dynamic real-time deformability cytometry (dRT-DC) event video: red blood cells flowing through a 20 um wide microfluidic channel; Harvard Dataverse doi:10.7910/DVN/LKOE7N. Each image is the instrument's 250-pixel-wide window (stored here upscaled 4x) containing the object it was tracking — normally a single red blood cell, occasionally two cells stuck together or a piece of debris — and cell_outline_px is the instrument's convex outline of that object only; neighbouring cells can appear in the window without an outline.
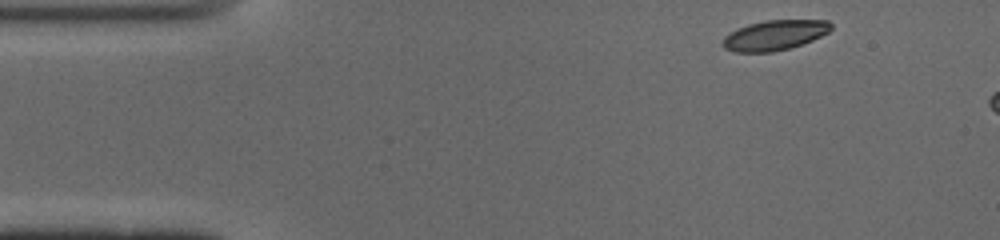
{"species": "common noctule bat (a hibernating species)", "species_latin": "Nyctalus noctula", "temperature_condition": "cold", "stored_images_in_passage": 6, "camera_frame_rate_fps": 3000, "um_per_image_px": 0.085, "animal": {"sex": "male", "body_mass_g": 19.0, "forearm_length_mm": 50.8}, "frame": {"image": 1, "passage_image": 1, "time_ms": 0.0, "image_size_px": [1000, 240], "cell_outline_px": [[832, 28], [828, 32], [812, 40], [788, 48], [772, 52], [736, 52], [724, 48], [720, 44], [724, 36], [736, 28], [748, 24], [764, 20], [828, 20], [832, 24]], "centroid_in_image_um": [65.79, 2.98], "position_along_channel_um": 19.2, "area_um2": 19.02}}